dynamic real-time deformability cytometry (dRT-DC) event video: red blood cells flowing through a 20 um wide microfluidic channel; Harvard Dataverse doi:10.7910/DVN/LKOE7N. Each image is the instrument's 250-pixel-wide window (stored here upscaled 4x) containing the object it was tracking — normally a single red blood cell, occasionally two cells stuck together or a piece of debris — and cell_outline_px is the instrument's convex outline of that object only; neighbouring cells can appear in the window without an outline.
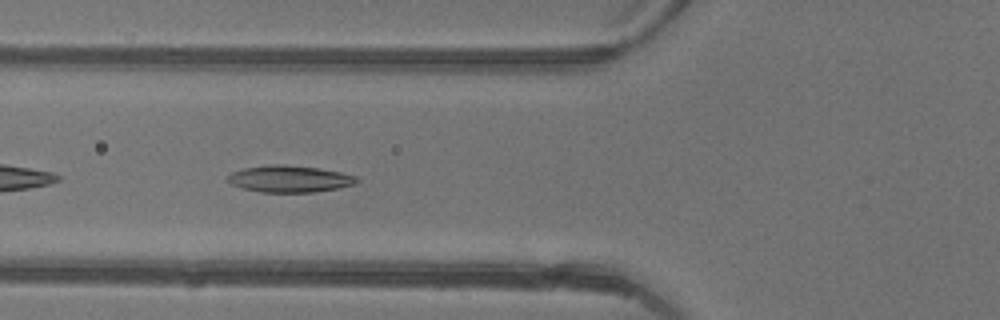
{"species": "common noctule bat (a hibernating species)", "species_latin": "Nyctalus noctula", "temperature_condition": "warm", "stored_images_in_passage": 43, "camera_frame_rate_fps": 3000, "um_per_image_px": 0.085, "animal": {"sex": "female"}, "frame": {"image": 1, "passage_image": 18, "time_ms": 5.667, "image_size_px": [1000, 320], "cell_outline_px": [[360, 180], [356, 184], [340, 188], [312, 192], [260, 192], [244, 188], [232, 184], [228, 180], [228, 176], [232, 172], [244, 168], [268, 164], [284, 164], [320, 168], [340, 172], [356, 176]], "centroid_in_image_um": [24.66, 15.19], "position_along_channel_um": 101.1, "area_um2": 20.17}}
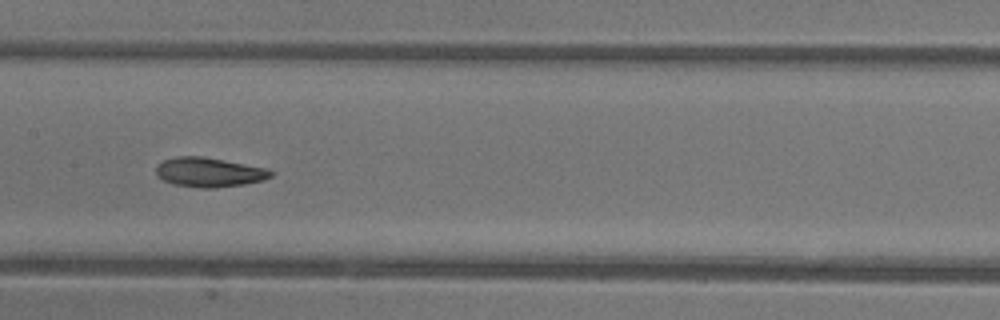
{"frame": {"image": 2, "passage_image": 24, "time_ms": 7.667, "image_size_px": [1000, 320], "cell_outline_px": [[272, 176], [264, 180], [244, 184], [216, 188], [200, 188], [172, 184], [156, 176], [156, 164], [164, 160], [176, 156], [200, 156], [268, 168], [272, 172]], "centroid_in_image_um": [17.75, 14.65], "position_along_channel_um": 189.7, "area_um2": 19.77}}
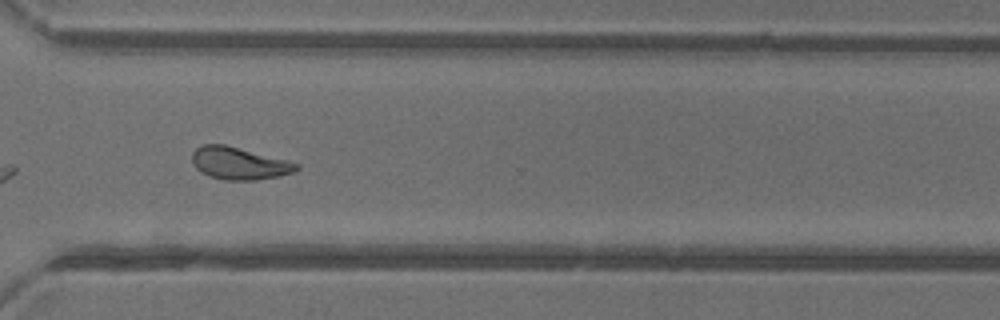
{"frame": {"image": 3, "passage_image": 35, "time_ms": 11.333, "image_size_px": [1000, 320], "cell_outline_px": [[300, 168], [292, 172], [280, 176], [256, 180], [224, 180], [208, 176], [200, 172], [192, 164], [192, 152], [196, 148], [204, 144], [224, 144], [288, 160], [300, 164]], "centroid_in_image_um": [20.31, 13.89], "position_along_channel_um": 350.3, "area_um2": 19.83}, "authors_computed_cell_mechanics": {"area_um2": 19.8254, "velocity_mm_per_s": 4.4022, "shape_relaxation_time_tau1_ms": 6.659, "shape_relaxation_time_tau2_ms": 2.208, "deformation_change_tau1": 0.2079, "deformation_change_tau2": 0.0876}}